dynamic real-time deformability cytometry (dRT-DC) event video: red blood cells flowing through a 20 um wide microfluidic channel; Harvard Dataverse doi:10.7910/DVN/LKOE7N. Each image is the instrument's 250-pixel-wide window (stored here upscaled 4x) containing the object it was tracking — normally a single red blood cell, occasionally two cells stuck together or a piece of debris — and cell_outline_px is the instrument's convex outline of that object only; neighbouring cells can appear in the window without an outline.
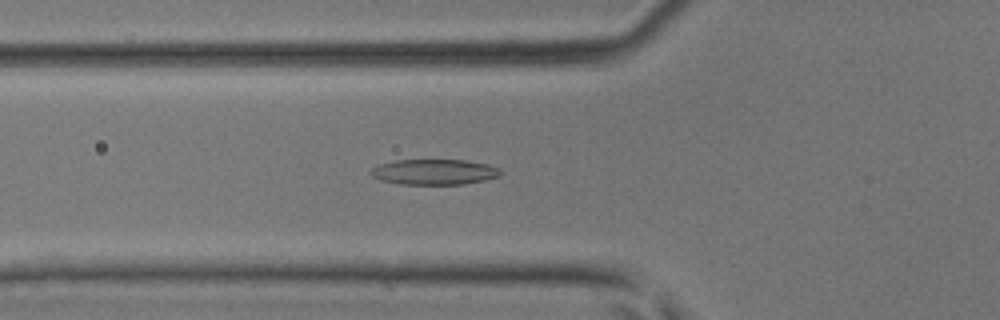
{"species": "common noctule bat (a hibernating species)", "species_latin": "Nyctalus noctula", "temperature_condition": "room temperature", "stored_images_in_passage": 37, "camera_frame_rate_fps": 3000, "um_per_image_px": 0.085, "animal": {"sex": "male", "body_mass_g": 17.9, "forearm_length_mm": 54.2}, "frame": {"image": 1, "passage_image": 8, "time_ms": 2.333, "image_size_px": [1000, 320], "cell_outline_px": [[500, 176], [484, 180], [464, 184], [400, 184], [380, 180], [372, 176], [368, 172], [372, 168], [380, 164], [396, 160], [468, 160], [488, 164], [496, 168], [500, 172]], "centroid_in_image_um": [36.88, 14.61], "position_along_channel_um": 88.9, "area_um2": 19.19}}
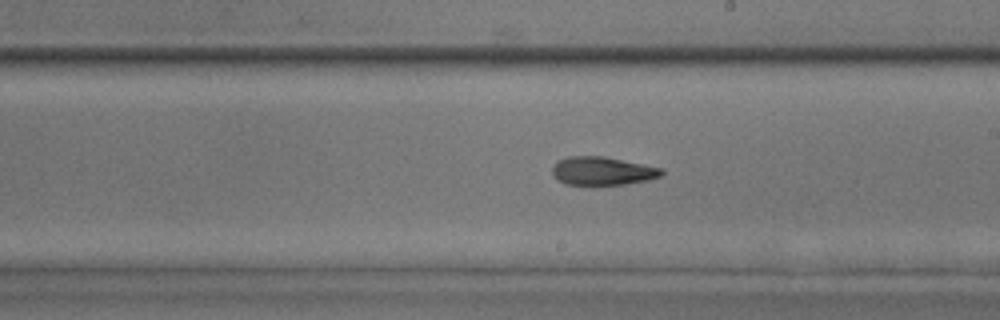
{"frame": {"image": 2, "passage_image": 18, "time_ms": 5.667, "image_size_px": [1000, 320], "cell_outline_px": [[664, 172], [660, 176], [648, 180], [624, 184], [568, 184], [556, 180], [552, 172], [552, 168], [556, 160], [568, 156], [604, 156], [664, 168]], "centroid_in_image_um": [51.2, 14.51], "position_along_channel_um": 237.8, "area_um2": 18.09}}
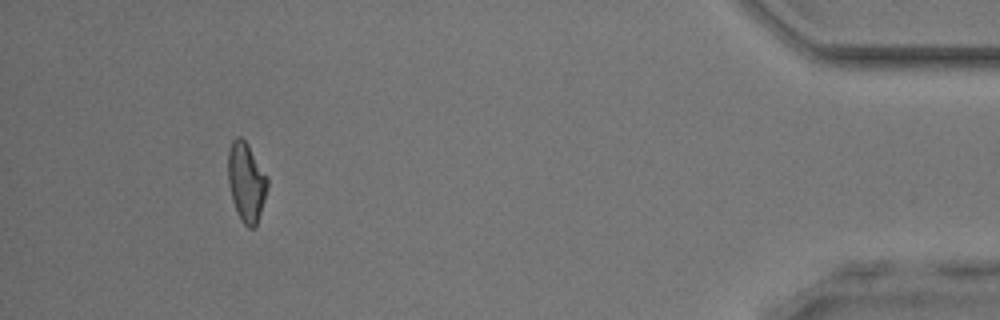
{"frame": {"image": 3, "passage_image": 34, "time_ms": 11.0, "image_size_px": [1000, 320], "cell_outline_px": [[268, 188], [256, 228], [248, 228], [240, 220], [236, 212], [232, 200], [228, 184], [228, 152], [232, 140], [236, 136], [240, 136], [248, 144], [268, 176]], "centroid_in_image_um": [20.94, 15.49], "position_along_channel_um": 414.3, "area_um2": 18.55}}